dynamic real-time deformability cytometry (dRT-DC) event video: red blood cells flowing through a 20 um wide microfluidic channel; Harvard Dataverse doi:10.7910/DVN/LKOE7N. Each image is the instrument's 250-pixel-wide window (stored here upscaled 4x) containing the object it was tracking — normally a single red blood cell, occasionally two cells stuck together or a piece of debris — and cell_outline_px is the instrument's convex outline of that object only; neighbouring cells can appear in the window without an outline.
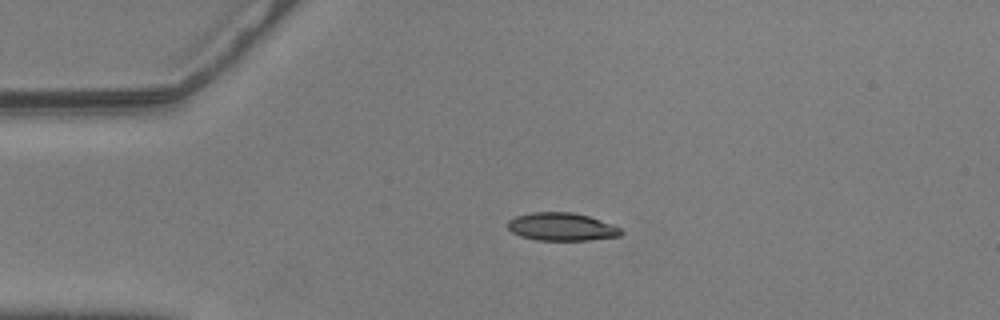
{"species": "common noctule bat (a hibernating species)", "species_latin": "Nyctalus noctula", "temperature_condition": "warm", "stored_images_in_passage": 40, "camera_frame_rate_fps": 3000, "um_per_image_px": 0.085, "animal": {"sex": "male", "body_mass_g": 20.5, "forearm_length_mm": 52.5}, "frame": {"image": 1, "passage_image": 2, "time_ms": 0.333, "image_size_px": [1000, 320], "cell_outline_px": [[624, 232], [620, 236], [588, 240], [536, 240], [520, 236], [512, 232], [508, 228], [508, 220], [516, 216], [532, 212], [572, 212], [588, 216], [612, 224], [620, 228]], "centroid_in_image_um": [47.74, 19.28], "position_along_channel_um": 37.3, "area_um2": 18.44}}
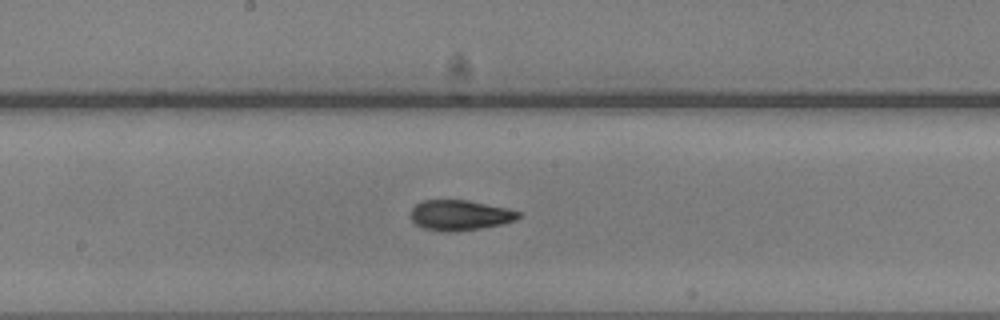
{"frame": {"image": 2, "passage_image": 19, "time_ms": 6.0, "image_size_px": [1000, 320], "cell_outline_px": [[520, 216], [516, 220], [500, 224], [480, 228], [456, 232], [440, 232], [424, 228], [416, 224], [408, 216], [412, 208], [416, 204], [424, 200], [468, 200], [508, 208], [520, 212]], "centroid_in_image_um": [39.06, 18.29], "position_along_channel_um": 209.1, "area_um2": 19.19}}
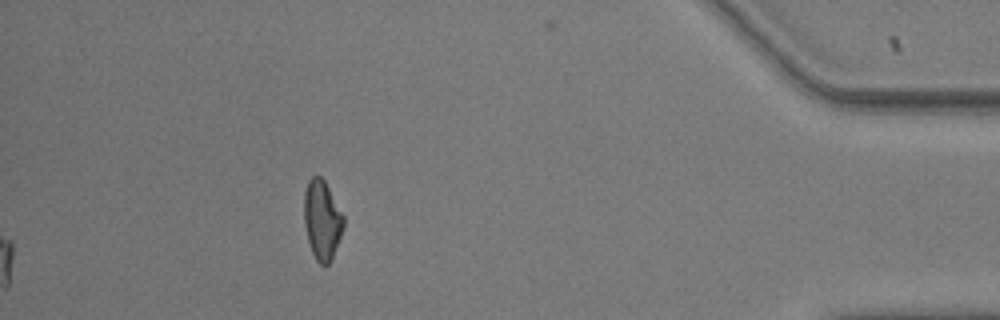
{"frame": {"image": 3, "passage_image": 40, "time_ms": 13.0, "image_size_px": [1000, 320], "cell_outline_px": [[344, 228], [332, 256], [328, 264], [320, 264], [316, 260], [312, 252], [308, 240], [304, 224], [304, 192], [308, 180], [312, 176], [320, 176], [324, 180], [344, 216]], "centroid_in_image_um": [27.37, 18.67], "position_along_channel_um": 407.8, "area_um2": 18.09}, "authors_computed_cell_mechanics": {"area_um2": 18.9873, "velocity_mm_per_s": 3.5892, "shape_relaxation_time_tau1_ms": 9.9939, "shape_relaxation_time_tau2_ms": 2.5148, "deformation_change_tau1": 0.2334, "deformation_change_tau2": 0.0846}}